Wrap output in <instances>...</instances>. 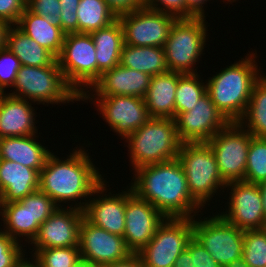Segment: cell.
Masks as SVG:
<instances>
[{
	"label": "cell",
	"instance_id": "6da1fadb",
	"mask_svg": "<svg viewBox=\"0 0 266 267\" xmlns=\"http://www.w3.org/2000/svg\"><path fill=\"white\" fill-rule=\"evenodd\" d=\"M134 172L129 185L132 192L151 203L166 218H194L195 213L201 212L202 207L190 195L178 159L141 166Z\"/></svg>",
	"mask_w": 266,
	"mask_h": 267
},
{
	"label": "cell",
	"instance_id": "ac0fdd59",
	"mask_svg": "<svg viewBox=\"0 0 266 267\" xmlns=\"http://www.w3.org/2000/svg\"><path fill=\"white\" fill-rule=\"evenodd\" d=\"M165 219L151 203L138 198L127 186L123 237L132 253L140 252L147 245Z\"/></svg>",
	"mask_w": 266,
	"mask_h": 267
},
{
	"label": "cell",
	"instance_id": "9a60e30c",
	"mask_svg": "<svg viewBox=\"0 0 266 267\" xmlns=\"http://www.w3.org/2000/svg\"><path fill=\"white\" fill-rule=\"evenodd\" d=\"M231 188L228 210L218 213L223 219L241 230L266 228L262 194L258 184L246 181L227 183Z\"/></svg>",
	"mask_w": 266,
	"mask_h": 267
},
{
	"label": "cell",
	"instance_id": "60d3db41",
	"mask_svg": "<svg viewBox=\"0 0 266 267\" xmlns=\"http://www.w3.org/2000/svg\"><path fill=\"white\" fill-rule=\"evenodd\" d=\"M186 249L193 259V267H222L194 237L189 241Z\"/></svg>",
	"mask_w": 266,
	"mask_h": 267
},
{
	"label": "cell",
	"instance_id": "d4e9b609",
	"mask_svg": "<svg viewBox=\"0 0 266 267\" xmlns=\"http://www.w3.org/2000/svg\"><path fill=\"white\" fill-rule=\"evenodd\" d=\"M182 74L168 71L151 77L144 97L150 117L175 118V93Z\"/></svg>",
	"mask_w": 266,
	"mask_h": 267
},
{
	"label": "cell",
	"instance_id": "f546056e",
	"mask_svg": "<svg viewBox=\"0 0 266 267\" xmlns=\"http://www.w3.org/2000/svg\"><path fill=\"white\" fill-rule=\"evenodd\" d=\"M253 137L266 138V76L254 84L246 111L238 121ZM247 126V127H246Z\"/></svg>",
	"mask_w": 266,
	"mask_h": 267
},
{
	"label": "cell",
	"instance_id": "44dd1931",
	"mask_svg": "<svg viewBox=\"0 0 266 267\" xmlns=\"http://www.w3.org/2000/svg\"><path fill=\"white\" fill-rule=\"evenodd\" d=\"M151 77L144 72L123 67L119 64L112 69L104 71L92 85V89L86 91L82 96L123 95L144 98L150 85ZM89 91H92V94Z\"/></svg>",
	"mask_w": 266,
	"mask_h": 267
},
{
	"label": "cell",
	"instance_id": "30bf717a",
	"mask_svg": "<svg viewBox=\"0 0 266 267\" xmlns=\"http://www.w3.org/2000/svg\"><path fill=\"white\" fill-rule=\"evenodd\" d=\"M253 136L239 123L229 122L206 143L226 183L244 181L248 149Z\"/></svg>",
	"mask_w": 266,
	"mask_h": 267
},
{
	"label": "cell",
	"instance_id": "4316f807",
	"mask_svg": "<svg viewBox=\"0 0 266 267\" xmlns=\"http://www.w3.org/2000/svg\"><path fill=\"white\" fill-rule=\"evenodd\" d=\"M96 48L97 80L104 71L120 64L124 32L119 19L109 26L90 33Z\"/></svg>",
	"mask_w": 266,
	"mask_h": 267
},
{
	"label": "cell",
	"instance_id": "e0dca14e",
	"mask_svg": "<svg viewBox=\"0 0 266 267\" xmlns=\"http://www.w3.org/2000/svg\"><path fill=\"white\" fill-rule=\"evenodd\" d=\"M174 121L181 143L207 142L229 123L207 92L200 97L193 109L179 113Z\"/></svg>",
	"mask_w": 266,
	"mask_h": 267
},
{
	"label": "cell",
	"instance_id": "5b68a950",
	"mask_svg": "<svg viewBox=\"0 0 266 267\" xmlns=\"http://www.w3.org/2000/svg\"><path fill=\"white\" fill-rule=\"evenodd\" d=\"M11 96L29 100L32 103L66 104L80 101L81 97L66 82L57 60L49 66H20Z\"/></svg>",
	"mask_w": 266,
	"mask_h": 267
},
{
	"label": "cell",
	"instance_id": "1f68e13d",
	"mask_svg": "<svg viewBox=\"0 0 266 267\" xmlns=\"http://www.w3.org/2000/svg\"><path fill=\"white\" fill-rule=\"evenodd\" d=\"M199 77L198 73H185L179 77L175 93V117L193 109L206 93V82L204 84V80Z\"/></svg>",
	"mask_w": 266,
	"mask_h": 267
},
{
	"label": "cell",
	"instance_id": "8fae6325",
	"mask_svg": "<svg viewBox=\"0 0 266 267\" xmlns=\"http://www.w3.org/2000/svg\"><path fill=\"white\" fill-rule=\"evenodd\" d=\"M193 238V218H166L138 252L144 267H173Z\"/></svg>",
	"mask_w": 266,
	"mask_h": 267
},
{
	"label": "cell",
	"instance_id": "d590c367",
	"mask_svg": "<svg viewBox=\"0 0 266 267\" xmlns=\"http://www.w3.org/2000/svg\"><path fill=\"white\" fill-rule=\"evenodd\" d=\"M0 228V267H20L25 258V249Z\"/></svg>",
	"mask_w": 266,
	"mask_h": 267
},
{
	"label": "cell",
	"instance_id": "7bdbcfd3",
	"mask_svg": "<svg viewBox=\"0 0 266 267\" xmlns=\"http://www.w3.org/2000/svg\"><path fill=\"white\" fill-rule=\"evenodd\" d=\"M109 8L118 17L119 15L133 12L145 5V0H104Z\"/></svg>",
	"mask_w": 266,
	"mask_h": 267
},
{
	"label": "cell",
	"instance_id": "bcb514c9",
	"mask_svg": "<svg viewBox=\"0 0 266 267\" xmlns=\"http://www.w3.org/2000/svg\"><path fill=\"white\" fill-rule=\"evenodd\" d=\"M173 267H193V259L190 252L185 249L174 261Z\"/></svg>",
	"mask_w": 266,
	"mask_h": 267
},
{
	"label": "cell",
	"instance_id": "f6af8a7d",
	"mask_svg": "<svg viewBox=\"0 0 266 267\" xmlns=\"http://www.w3.org/2000/svg\"><path fill=\"white\" fill-rule=\"evenodd\" d=\"M102 267H144L138 253L131 254L128 258Z\"/></svg>",
	"mask_w": 266,
	"mask_h": 267
},
{
	"label": "cell",
	"instance_id": "f5cc1de1",
	"mask_svg": "<svg viewBox=\"0 0 266 267\" xmlns=\"http://www.w3.org/2000/svg\"><path fill=\"white\" fill-rule=\"evenodd\" d=\"M227 1V4L229 3V2H235V1H237V0H225V2Z\"/></svg>",
	"mask_w": 266,
	"mask_h": 267
},
{
	"label": "cell",
	"instance_id": "ba28073f",
	"mask_svg": "<svg viewBox=\"0 0 266 267\" xmlns=\"http://www.w3.org/2000/svg\"><path fill=\"white\" fill-rule=\"evenodd\" d=\"M95 51V44L90 34H65L57 62L66 82L80 97L97 81Z\"/></svg>",
	"mask_w": 266,
	"mask_h": 267
},
{
	"label": "cell",
	"instance_id": "603a6c76",
	"mask_svg": "<svg viewBox=\"0 0 266 267\" xmlns=\"http://www.w3.org/2000/svg\"><path fill=\"white\" fill-rule=\"evenodd\" d=\"M38 188L37 170L13 161L0 160V204L21 201Z\"/></svg>",
	"mask_w": 266,
	"mask_h": 267
},
{
	"label": "cell",
	"instance_id": "9c48e42d",
	"mask_svg": "<svg viewBox=\"0 0 266 267\" xmlns=\"http://www.w3.org/2000/svg\"><path fill=\"white\" fill-rule=\"evenodd\" d=\"M59 206L44 192L36 190L21 201L0 204L2 230L16 242L25 237L28 243L36 237L40 225L52 215Z\"/></svg>",
	"mask_w": 266,
	"mask_h": 267
},
{
	"label": "cell",
	"instance_id": "cb8c5ba5",
	"mask_svg": "<svg viewBox=\"0 0 266 267\" xmlns=\"http://www.w3.org/2000/svg\"><path fill=\"white\" fill-rule=\"evenodd\" d=\"M37 135L0 139V160L13 161L40 172L52 153L36 141Z\"/></svg>",
	"mask_w": 266,
	"mask_h": 267
},
{
	"label": "cell",
	"instance_id": "e575fe53",
	"mask_svg": "<svg viewBox=\"0 0 266 267\" xmlns=\"http://www.w3.org/2000/svg\"><path fill=\"white\" fill-rule=\"evenodd\" d=\"M37 267H71L80 257L79 246L40 249L33 257Z\"/></svg>",
	"mask_w": 266,
	"mask_h": 267
},
{
	"label": "cell",
	"instance_id": "5bb4252c",
	"mask_svg": "<svg viewBox=\"0 0 266 267\" xmlns=\"http://www.w3.org/2000/svg\"><path fill=\"white\" fill-rule=\"evenodd\" d=\"M88 99L95 102L99 114L123 140L151 118L144 98L123 95L81 97V101L87 102Z\"/></svg>",
	"mask_w": 266,
	"mask_h": 267
},
{
	"label": "cell",
	"instance_id": "7c38bea8",
	"mask_svg": "<svg viewBox=\"0 0 266 267\" xmlns=\"http://www.w3.org/2000/svg\"><path fill=\"white\" fill-rule=\"evenodd\" d=\"M193 218V237L222 267L242 257L244 230L230 224L219 214Z\"/></svg>",
	"mask_w": 266,
	"mask_h": 267
},
{
	"label": "cell",
	"instance_id": "836d02e7",
	"mask_svg": "<svg viewBox=\"0 0 266 267\" xmlns=\"http://www.w3.org/2000/svg\"><path fill=\"white\" fill-rule=\"evenodd\" d=\"M242 257L249 267L266 266V228L244 230Z\"/></svg>",
	"mask_w": 266,
	"mask_h": 267
},
{
	"label": "cell",
	"instance_id": "8992f818",
	"mask_svg": "<svg viewBox=\"0 0 266 267\" xmlns=\"http://www.w3.org/2000/svg\"><path fill=\"white\" fill-rule=\"evenodd\" d=\"M177 159L183 167L191 197L202 208L218 193L219 188L224 192L227 183L206 142L181 143Z\"/></svg>",
	"mask_w": 266,
	"mask_h": 267
},
{
	"label": "cell",
	"instance_id": "8d00e7d4",
	"mask_svg": "<svg viewBox=\"0 0 266 267\" xmlns=\"http://www.w3.org/2000/svg\"><path fill=\"white\" fill-rule=\"evenodd\" d=\"M20 66L19 59L7 47L0 50V92L13 87Z\"/></svg>",
	"mask_w": 266,
	"mask_h": 267
},
{
	"label": "cell",
	"instance_id": "7402d4cb",
	"mask_svg": "<svg viewBox=\"0 0 266 267\" xmlns=\"http://www.w3.org/2000/svg\"><path fill=\"white\" fill-rule=\"evenodd\" d=\"M28 100L2 93L0 97V139L38 134L35 109Z\"/></svg>",
	"mask_w": 266,
	"mask_h": 267
},
{
	"label": "cell",
	"instance_id": "52a82bcc",
	"mask_svg": "<svg viewBox=\"0 0 266 267\" xmlns=\"http://www.w3.org/2000/svg\"><path fill=\"white\" fill-rule=\"evenodd\" d=\"M205 19L178 18L174 22L163 47L169 71L198 73L194 65L203 55L208 36Z\"/></svg>",
	"mask_w": 266,
	"mask_h": 267
},
{
	"label": "cell",
	"instance_id": "277c9868",
	"mask_svg": "<svg viewBox=\"0 0 266 267\" xmlns=\"http://www.w3.org/2000/svg\"><path fill=\"white\" fill-rule=\"evenodd\" d=\"M132 170L177 159L181 142L173 118L151 117L125 140Z\"/></svg>",
	"mask_w": 266,
	"mask_h": 267
},
{
	"label": "cell",
	"instance_id": "681fc988",
	"mask_svg": "<svg viewBox=\"0 0 266 267\" xmlns=\"http://www.w3.org/2000/svg\"><path fill=\"white\" fill-rule=\"evenodd\" d=\"M225 267H249L248 264L244 261L243 257L233 260L231 263Z\"/></svg>",
	"mask_w": 266,
	"mask_h": 267
},
{
	"label": "cell",
	"instance_id": "7dc6e473",
	"mask_svg": "<svg viewBox=\"0 0 266 267\" xmlns=\"http://www.w3.org/2000/svg\"><path fill=\"white\" fill-rule=\"evenodd\" d=\"M10 26L6 21L0 19V50L6 47L7 33Z\"/></svg>",
	"mask_w": 266,
	"mask_h": 267
},
{
	"label": "cell",
	"instance_id": "d6a6232c",
	"mask_svg": "<svg viewBox=\"0 0 266 267\" xmlns=\"http://www.w3.org/2000/svg\"><path fill=\"white\" fill-rule=\"evenodd\" d=\"M266 180V138L252 137L247 157L244 181L260 184Z\"/></svg>",
	"mask_w": 266,
	"mask_h": 267
},
{
	"label": "cell",
	"instance_id": "f907efd6",
	"mask_svg": "<svg viewBox=\"0 0 266 267\" xmlns=\"http://www.w3.org/2000/svg\"><path fill=\"white\" fill-rule=\"evenodd\" d=\"M71 267H95L94 265L88 263L83 258H80L77 262H75Z\"/></svg>",
	"mask_w": 266,
	"mask_h": 267
},
{
	"label": "cell",
	"instance_id": "ffe728a7",
	"mask_svg": "<svg viewBox=\"0 0 266 267\" xmlns=\"http://www.w3.org/2000/svg\"><path fill=\"white\" fill-rule=\"evenodd\" d=\"M104 180L91 194L85 208L84 218L93 225L120 236L125 232L126 191L112 194ZM105 192V193H104ZM102 194V195H101ZM113 196H112V195ZM96 196V197H95Z\"/></svg>",
	"mask_w": 266,
	"mask_h": 267
},
{
	"label": "cell",
	"instance_id": "d6986e66",
	"mask_svg": "<svg viewBox=\"0 0 266 267\" xmlns=\"http://www.w3.org/2000/svg\"><path fill=\"white\" fill-rule=\"evenodd\" d=\"M83 217V210L74 208L72 204L58 207L40 225L36 237L30 243L35 247H32L35 252L31 256L40 249L79 246V228Z\"/></svg>",
	"mask_w": 266,
	"mask_h": 267
},
{
	"label": "cell",
	"instance_id": "83f0119b",
	"mask_svg": "<svg viewBox=\"0 0 266 267\" xmlns=\"http://www.w3.org/2000/svg\"><path fill=\"white\" fill-rule=\"evenodd\" d=\"M6 47L23 66L44 67L52 65L57 58L36 41L24 34L15 25L7 33Z\"/></svg>",
	"mask_w": 266,
	"mask_h": 267
},
{
	"label": "cell",
	"instance_id": "ab89813d",
	"mask_svg": "<svg viewBox=\"0 0 266 267\" xmlns=\"http://www.w3.org/2000/svg\"><path fill=\"white\" fill-rule=\"evenodd\" d=\"M144 6L177 18H186L185 0H145Z\"/></svg>",
	"mask_w": 266,
	"mask_h": 267
},
{
	"label": "cell",
	"instance_id": "2e32d148",
	"mask_svg": "<svg viewBox=\"0 0 266 267\" xmlns=\"http://www.w3.org/2000/svg\"><path fill=\"white\" fill-rule=\"evenodd\" d=\"M79 251L80 257L95 267L124 260L133 254L123 236L97 227L84 217L79 228Z\"/></svg>",
	"mask_w": 266,
	"mask_h": 267
},
{
	"label": "cell",
	"instance_id": "b9f144b4",
	"mask_svg": "<svg viewBox=\"0 0 266 267\" xmlns=\"http://www.w3.org/2000/svg\"><path fill=\"white\" fill-rule=\"evenodd\" d=\"M26 8V0H0V19L16 25Z\"/></svg>",
	"mask_w": 266,
	"mask_h": 267
},
{
	"label": "cell",
	"instance_id": "ee69618b",
	"mask_svg": "<svg viewBox=\"0 0 266 267\" xmlns=\"http://www.w3.org/2000/svg\"><path fill=\"white\" fill-rule=\"evenodd\" d=\"M210 0H185L186 18H205V10L203 7Z\"/></svg>",
	"mask_w": 266,
	"mask_h": 267
},
{
	"label": "cell",
	"instance_id": "816d5d0a",
	"mask_svg": "<svg viewBox=\"0 0 266 267\" xmlns=\"http://www.w3.org/2000/svg\"><path fill=\"white\" fill-rule=\"evenodd\" d=\"M20 267H37V266L34 264L33 260H31V262H30L29 259H28V260L26 259V260L21 264Z\"/></svg>",
	"mask_w": 266,
	"mask_h": 267
},
{
	"label": "cell",
	"instance_id": "484cf974",
	"mask_svg": "<svg viewBox=\"0 0 266 267\" xmlns=\"http://www.w3.org/2000/svg\"><path fill=\"white\" fill-rule=\"evenodd\" d=\"M15 26L50 51L56 58L58 57L65 38V33L58 23L38 16L25 8Z\"/></svg>",
	"mask_w": 266,
	"mask_h": 267
},
{
	"label": "cell",
	"instance_id": "3957f363",
	"mask_svg": "<svg viewBox=\"0 0 266 267\" xmlns=\"http://www.w3.org/2000/svg\"><path fill=\"white\" fill-rule=\"evenodd\" d=\"M257 52L246 54L238 62L206 80V92L217 109L229 122H238L244 115L254 84L261 78L257 68ZM260 73V74H259Z\"/></svg>",
	"mask_w": 266,
	"mask_h": 267
},
{
	"label": "cell",
	"instance_id": "c3c4849f",
	"mask_svg": "<svg viewBox=\"0 0 266 267\" xmlns=\"http://www.w3.org/2000/svg\"><path fill=\"white\" fill-rule=\"evenodd\" d=\"M260 187V191L262 194V202H263V209H264V215L266 219V180L258 184Z\"/></svg>",
	"mask_w": 266,
	"mask_h": 267
},
{
	"label": "cell",
	"instance_id": "4dcf8cb0",
	"mask_svg": "<svg viewBox=\"0 0 266 267\" xmlns=\"http://www.w3.org/2000/svg\"><path fill=\"white\" fill-rule=\"evenodd\" d=\"M76 13L78 33L90 34L118 19L104 0H80Z\"/></svg>",
	"mask_w": 266,
	"mask_h": 267
},
{
	"label": "cell",
	"instance_id": "f35d334b",
	"mask_svg": "<svg viewBox=\"0 0 266 267\" xmlns=\"http://www.w3.org/2000/svg\"><path fill=\"white\" fill-rule=\"evenodd\" d=\"M26 8L32 13L59 24L61 7L59 0H26Z\"/></svg>",
	"mask_w": 266,
	"mask_h": 267
},
{
	"label": "cell",
	"instance_id": "f1b7e54d",
	"mask_svg": "<svg viewBox=\"0 0 266 267\" xmlns=\"http://www.w3.org/2000/svg\"><path fill=\"white\" fill-rule=\"evenodd\" d=\"M120 64L150 76L169 71L163 47L123 45Z\"/></svg>",
	"mask_w": 266,
	"mask_h": 267
},
{
	"label": "cell",
	"instance_id": "74e56055",
	"mask_svg": "<svg viewBox=\"0 0 266 267\" xmlns=\"http://www.w3.org/2000/svg\"><path fill=\"white\" fill-rule=\"evenodd\" d=\"M61 15L59 25L65 34L78 33L77 7L80 0H59Z\"/></svg>",
	"mask_w": 266,
	"mask_h": 267
},
{
	"label": "cell",
	"instance_id": "7a4b0ae2",
	"mask_svg": "<svg viewBox=\"0 0 266 267\" xmlns=\"http://www.w3.org/2000/svg\"><path fill=\"white\" fill-rule=\"evenodd\" d=\"M92 162L89 153L82 147L73 149L64 160L51 153L39 172L38 189L59 207L64 206L61 205L63 202L67 204L68 201H74V208L83 210L88 201L86 198H90L92 192L104 181L98 167ZM80 199H85V202Z\"/></svg>",
	"mask_w": 266,
	"mask_h": 267
},
{
	"label": "cell",
	"instance_id": "4fadbf2b",
	"mask_svg": "<svg viewBox=\"0 0 266 267\" xmlns=\"http://www.w3.org/2000/svg\"><path fill=\"white\" fill-rule=\"evenodd\" d=\"M118 19L123 27L125 45L164 47L172 25L178 18L143 6L119 15Z\"/></svg>",
	"mask_w": 266,
	"mask_h": 267
}]
</instances>
